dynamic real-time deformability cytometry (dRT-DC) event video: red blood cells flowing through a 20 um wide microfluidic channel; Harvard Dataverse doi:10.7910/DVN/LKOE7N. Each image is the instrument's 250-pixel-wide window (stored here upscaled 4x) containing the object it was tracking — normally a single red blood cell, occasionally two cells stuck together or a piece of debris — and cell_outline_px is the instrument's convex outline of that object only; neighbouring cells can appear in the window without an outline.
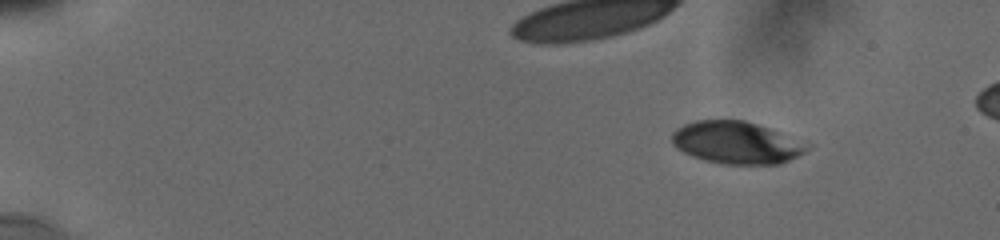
{"species": "human", "species_latin": "Homo sapiens", "temperature_condition": "cold", "stored_images_in_passage": 14, "camera_frame_rate_fps": 3000, "um_per_image_px": 0.085, "donor": {"sex": "male"}, "frame": {"image": 1, "passage_image": 1, "time_ms": 0.0, "image_size_px": [1000, 240], "cell_outline_px": [[816, 144], [812, 148], [780, 164], [720, 164], [704, 160], [692, 156], [676, 148], [672, 144], [672, 132], [676, 128], [684, 124], [696, 120], [744, 120]], "centroid_in_image_um": [62.64, 12.12], "position_along_channel_um": 22.4, "area_um2": 33.7}}
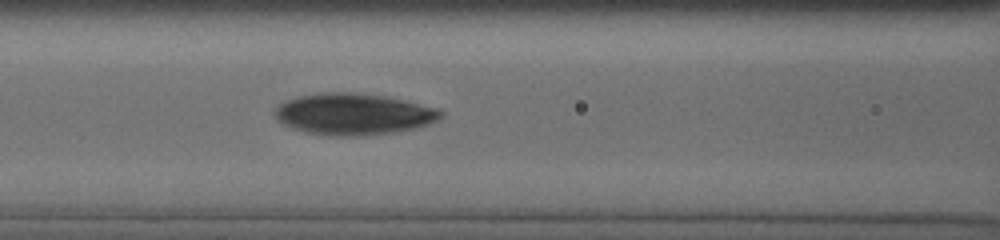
{"frame": {"image": 2, "passage_image": 14, "time_ms": 6.333, "image_size_px": [1000, 240], "cell_outline_px": [[444, 116], [428, 124], [396, 132], [364, 136], [328, 136], [304, 132], [292, 128], [276, 120], [276, 108], [280, 104], [288, 100], [300, 96], [332, 92], [344, 92], [380, 96], [400, 100], [436, 108], [444, 112]], "centroid_in_image_um": [30.03, 9.73], "position_along_channel_um": 136.6, "area_um2": 39.48}}